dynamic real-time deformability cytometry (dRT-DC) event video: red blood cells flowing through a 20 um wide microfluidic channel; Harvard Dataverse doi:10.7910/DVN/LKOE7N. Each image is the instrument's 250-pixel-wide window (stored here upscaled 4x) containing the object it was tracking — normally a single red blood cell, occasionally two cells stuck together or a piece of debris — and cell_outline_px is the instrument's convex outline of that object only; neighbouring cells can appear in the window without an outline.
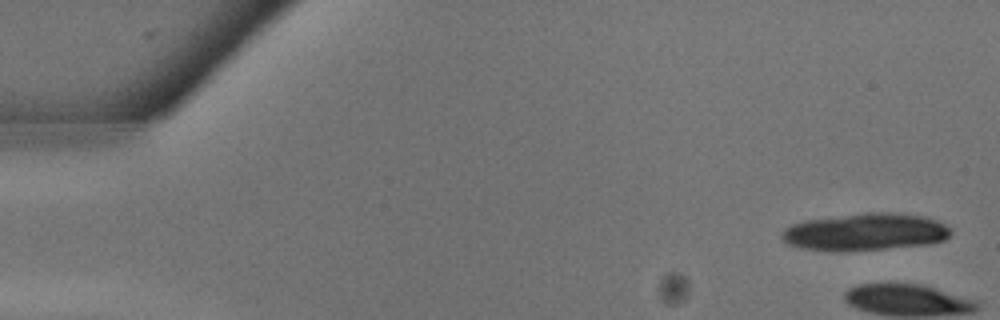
{"species": "common noctule bat (a hibernating species)", "species_latin": "Nyctalus noctula", "temperature_condition": "warm", "stored_images_in_passage": 12, "camera_frame_rate_fps": 3000, "um_per_image_px": 0.085, "animal": {"sex": "male", "body_mass_g": 13.3}, "frame": {"image": 1, "passage_image": 1, "time_ms": 0.0, "image_size_px": [1000, 320], "cell_outline_px": [[952, 232], [944, 240], [928, 244], [844, 252], [836, 252], [800, 248], [788, 244], [780, 236], [780, 232], [784, 228], [792, 224], [808, 220], [868, 212], [892, 212], [924, 216], [936, 220], [944, 224]], "centroid_in_image_um": [73.51, 19.72], "position_along_channel_um": 11.5, "area_um2": 36.76}}